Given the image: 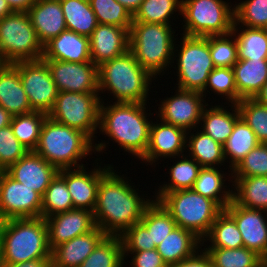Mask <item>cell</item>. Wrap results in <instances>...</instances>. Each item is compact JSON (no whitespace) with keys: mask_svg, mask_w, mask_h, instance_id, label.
Wrapping results in <instances>:
<instances>
[{"mask_svg":"<svg viewBox=\"0 0 267 267\" xmlns=\"http://www.w3.org/2000/svg\"><path fill=\"white\" fill-rule=\"evenodd\" d=\"M100 103L99 93L59 92L48 116L60 124L85 133L94 142L95 154L97 152L100 155L110 146L109 141L96 143L97 139H94L97 138L95 134L99 133Z\"/></svg>","mask_w":267,"mask_h":267,"instance_id":"obj_8","label":"cell"},{"mask_svg":"<svg viewBox=\"0 0 267 267\" xmlns=\"http://www.w3.org/2000/svg\"><path fill=\"white\" fill-rule=\"evenodd\" d=\"M206 103L200 92L176 88L174 95L162 99L155 111L156 120L184 129L186 132L199 128Z\"/></svg>","mask_w":267,"mask_h":267,"instance_id":"obj_13","label":"cell"},{"mask_svg":"<svg viewBox=\"0 0 267 267\" xmlns=\"http://www.w3.org/2000/svg\"><path fill=\"white\" fill-rule=\"evenodd\" d=\"M208 240V241H207ZM208 244L209 246L205 244ZM204 248L237 249L244 247L242 236L235 221L223 210L212 224L210 232L202 241Z\"/></svg>","mask_w":267,"mask_h":267,"instance_id":"obj_37","label":"cell"},{"mask_svg":"<svg viewBox=\"0 0 267 267\" xmlns=\"http://www.w3.org/2000/svg\"><path fill=\"white\" fill-rule=\"evenodd\" d=\"M237 89V103L255 98L267 81V59L238 60L232 67Z\"/></svg>","mask_w":267,"mask_h":267,"instance_id":"obj_28","label":"cell"},{"mask_svg":"<svg viewBox=\"0 0 267 267\" xmlns=\"http://www.w3.org/2000/svg\"><path fill=\"white\" fill-rule=\"evenodd\" d=\"M13 12H27L37 0H6Z\"/></svg>","mask_w":267,"mask_h":267,"instance_id":"obj_54","label":"cell"},{"mask_svg":"<svg viewBox=\"0 0 267 267\" xmlns=\"http://www.w3.org/2000/svg\"><path fill=\"white\" fill-rule=\"evenodd\" d=\"M129 50V31L122 27L98 24L90 36V58L99 67Z\"/></svg>","mask_w":267,"mask_h":267,"instance_id":"obj_21","label":"cell"},{"mask_svg":"<svg viewBox=\"0 0 267 267\" xmlns=\"http://www.w3.org/2000/svg\"><path fill=\"white\" fill-rule=\"evenodd\" d=\"M267 177V144L260 143L232 170V177Z\"/></svg>","mask_w":267,"mask_h":267,"instance_id":"obj_48","label":"cell"},{"mask_svg":"<svg viewBox=\"0 0 267 267\" xmlns=\"http://www.w3.org/2000/svg\"><path fill=\"white\" fill-rule=\"evenodd\" d=\"M231 33L237 42L238 60L267 59V34L265 28L233 25Z\"/></svg>","mask_w":267,"mask_h":267,"instance_id":"obj_33","label":"cell"},{"mask_svg":"<svg viewBox=\"0 0 267 267\" xmlns=\"http://www.w3.org/2000/svg\"><path fill=\"white\" fill-rule=\"evenodd\" d=\"M174 14L182 18V0H144L133 15V23L176 25Z\"/></svg>","mask_w":267,"mask_h":267,"instance_id":"obj_36","label":"cell"},{"mask_svg":"<svg viewBox=\"0 0 267 267\" xmlns=\"http://www.w3.org/2000/svg\"><path fill=\"white\" fill-rule=\"evenodd\" d=\"M182 33L186 36H217L231 33L234 5L224 0H182ZM184 24V25H183Z\"/></svg>","mask_w":267,"mask_h":267,"instance_id":"obj_10","label":"cell"},{"mask_svg":"<svg viewBox=\"0 0 267 267\" xmlns=\"http://www.w3.org/2000/svg\"><path fill=\"white\" fill-rule=\"evenodd\" d=\"M186 152L202 167H221L225 166L226 163L223 155V145L199 130V128L187 132Z\"/></svg>","mask_w":267,"mask_h":267,"instance_id":"obj_30","label":"cell"},{"mask_svg":"<svg viewBox=\"0 0 267 267\" xmlns=\"http://www.w3.org/2000/svg\"><path fill=\"white\" fill-rule=\"evenodd\" d=\"M211 104L213 103L204 107L199 128L223 145L231 135L236 120L240 117L239 108L234 103H228L229 106H225L226 103L223 101L221 105L218 103L212 106Z\"/></svg>","mask_w":267,"mask_h":267,"instance_id":"obj_27","label":"cell"},{"mask_svg":"<svg viewBox=\"0 0 267 267\" xmlns=\"http://www.w3.org/2000/svg\"><path fill=\"white\" fill-rule=\"evenodd\" d=\"M224 211L235 221L241 233L244 247L267 258V211L249 209L234 200Z\"/></svg>","mask_w":267,"mask_h":267,"instance_id":"obj_18","label":"cell"},{"mask_svg":"<svg viewBox=\"0 0 267 267\" xmlns=\"http://www.w3.org/2000/svg\"><path fill=\"white\" fill-rule=\"evenodd\" d=\"M219 168L202 167L192 189L198 194L213 200L224 210L233 200V189H230V187L233 188V185L230 186V183H228L229 181L233 184V180L232 172L226 173L224 169L220 168V170Z\"/></svg>","mask_w":267,"mask_h":267,"instance_id":"obj_25","label":"cell"},{"mask_svg":"<svg viewBox=\"0 0 267 267\" xmlns=\"http://www.w3.org/2000/svg\"><path fill=\"white\" fill-rule=\"evenodd\" d=\"M120 236L106 235L79 267H125Z\"/></svg>","mask_w":267,"mask_h":267,"instance_id":"obj_38","label":"cell"},{"mask_svg":"<svg viewBox=\"0 0 267 267\" xmlns=\"http://www.w3.org/2000/svg\"><path fill=\"white\" fill-rule=\"evenodd\" d=\"M259 267H267V263L264 261Z\"/></svg>","mask_w":267,"mask_h":267,"instance_id":"obj_60","label":"cell"},{"mask_svg":"<svg viewBox=\"0 0 267 267\" xmlns=\"http://www.w3.org/2000/svg\"><path fill=\"white\" fill-rule=\"evenodd\" d=\"M98 24H108L130 30L133 15L116 0H89Z\"/></svg>","mask_w":267,"mask_h":267,"instance_id":"obj_43","label":"cell"},{"mask_svg":"<svg viewBox=\"0 0 267 267\" xmlns=\"http://www.w3.org/2000/svg\"><path fill=\"white\" fill-rule=\"evenodd\" d=\"M172 26L160 23H132L129 30V51L156 79L166 74V70L169 73L173 64L174 46L179 39L174 35L176 30Z\"/></svg>","mask_w":267,"mask_h":267,"instance_id":"obj_5","label":"cell"},{"mask_svg":"<svg viewBox=\"0 0 267 267\" xmlns=\"http://www.w3.org/2000/svg\"><path fill=\"white\" fill-rule=\"evenodd\" d=\"M208 92L210 93L209 95L214 93L217 97H223L222 100L225 101L226 99V104H237V89L233 69L225 67L214 68L211 71L206 87L202 92L205 99L206 96H208L206 95Z\"/></svg>","mask_w":267,"mask_h":267,"instance_id":"obj_44","label":"cell"},{"mask_svg":"<svg viewBox=\"0 0 267 267\" xmlns=\"http://www.w3.org/2000/svg\"><path fill=\"white\" fill-rule=\"evenodd\" d=\"M59 92L99 93L98 67L92 62L74 63L43 59Z\"/></svg>","mask_w":267,"mask_h":267,"instance_id":"obj_16","label":"cell"},{"mask_svg":"<svg viewBox=\"0 0 267 267\" xmlns=\"http://www.w3.org/2000/svg\"><path fill=\"white\" fill-rule=\"evenodd\" d=\"M122 4L132 15L139 9L144 0H116Z\"/></svg>","mask_w":267,"mask_h":267,"instance_id":"obj_55","label":"cell"},{"mask_svg":"<svg viewBox=\"0 0 267 267\" xmlns=\"http://www.w3.org/2000/svg\"><path fill=\"white\" fill-rule=\"evenodd\" d=\"M105 96L103 95L100 99V134L106 135L109 137L107 139L117 143L118 150L121 147L123 152L131 154L132 157L135 156L134 158H139V161L149 144L152 123L150 118L154 112L151 113V110L147 109V103L113 102L111 100L109 104L108 101L104 103L103 98ZM148 111L150 112L147 113Z\"/></svg>","mask_w":267,"mask_h":267,"instance_id":"obj_2","label":"cell"},{"mask_svg":"<svg viewBox=\"0 0 267 267\" xmlns=\"http://www.w3.org/2000/svg\"><path fill=\"white\" fill-rule=\"evenodd\" d=\"M180 35V45L175 42L174 46L173 63L176 61V65L171 66L175 68L176 78L178 77L174 89L202 93L211 71L215 68L209 42L206 37Z\"/></svg>","mask_w":267,"mask_h":267,"instance_id":"obj_9","label":"cell"},{"mask_svg":"<svg viewBox=\"0 0 267 267\" xmlns=\"http://www.w3.org/2000/svg\"><path fill=\"white\" fill-rule=\"evenodd\" d=\"M9 218L6 217L5 215H3L1 212H0V247H1V244H2V241H3V237H4V234H5V230H6V227H7V224L9 222Z\"/></svg>","mask_w":267,"mask_h":267,"instance_id":"obj_57","label":"cell"},{"mask_svg":"<svg viewBox=\"0 0 267 267\" xmlns=\"http://www.w3.org/2000/svg\"><path fill=\"white\" fill-rule=\"evenodd\" d=\"M123 252H140L155 249V244H151L150 233L141 223H135L127 229L121 236Z\"/></svg>","mask_w":267,"mask_h":267,"instance_id":"obj_50","label":"cell"},{"mask_svg":"<svg viewBox=\"0 0 267 267\" xmlns=\"http://www.w3.org/2000/svg\"><path fill=\"white\" fill-rule=\"evenodd\" d=\"M151 123L149 144L145 154L140 158L144 164L156 167L161 159H172L186 153L187 132L179 127L163 121ZM170 158V159H169ZM172 158V159H171ZM155 163V164H154Z\"/></svg>","mask_w":267,"mask_h":267,"instance_id":"obj_17","label":"cell"},{"mask_svg":"<svg viewBox=\"0 0 267 267\" xmlns=\"http://www.w3.org/2000/svg\"><path fill=\"white\" fill-rule=\"evenodd\" d=\"M34 152L58 170L86 166L82 163L83 159L95 154L94 142L85 133L60 124L49 116L42 124Z\"/></svg>","mask_w":267,"mask_h":267,"instance_id":"obj_4","label":"cell"},{"mask_svg":"<svg viewBox=\"0 0 267 267\" xmlns=\"http://www.w3.org/2000/svg\"><path fill=\"white\" fill-rule=\"evenodd\" d=\"M12 64L19 71L31 108L48 114L56 102L59 91L47 63L40 59L18 61Z\"/></svg>","mask_w":267,"mask_h":267,"instance_id":"obj_12","label":"cell"},{"mask_svg":"<svg viewBox=\"0 0 267 267\" xmlns=\"http://www.w3.org/2000/svg\"><path fill=\"white\" fill-rule=\"evenodd\" d=\"M28 150L19 142L11 125L0 129V170L6 171L21 159Z\"/></svg>","mask_w":267,"mask_h":267,"instance_id":"obj_49","label":"cell"},{"mask_svg":"<svg viewBox=\"0 0 267 267\" xmlns=\"http://www.w3.org/2000/svg\"><path fill=\"white\" fill-rule=\"evenodd\" d=\"M167 267H212V262L206 251L200 248L193 256Z\"/></svg>","mask_w":267,"mask_h":267,"instance_id":"obj_52","label":"cell"},{"mask_svg":"<svg viewBox=\"0 0 267 267\" xmlns=\"http://www.w3.org/2000/svg\"><path fill=\"white\" fill-rule=\"evenodd\" d=\"M106 234L96 227L93 231L74 237L51 251L53 267H79Z\"/></svg>","mask_w":267,"mask_h":267,"instance_id":"obj_24","label":"cell"},{"mask_svg":"<svg viewBox=\"0 0 267 267\" xmlns=\"http://www.w3.org/2000/svg\"><path fill=\"white\" fill-rule=\"evenodd\" d=\"M51 258L34 259L19 264H2L1 267H51Z\"/></svg>","mask_w":267,"mask_h":267,"instance_id":"obj_53","label":"cell"},{"mask_svg":"<svg viewBox=\"0 0 267 267\" xmlns=\"http://www.w3.org/2000/svg\"><path fill=\"white\" fill-rule=\"evenodd\" d=\"M233 25L267 28V0H244L236 3Z\"/></svg>","mask_w":267,"mask_h":267,"instance_id":"obj_46","label":"cell"},{"mask_svg":"<svg viewBox=\"0 0 267 267\" xmlns=\"http://www.w3.org/2000/svg\"><path fill=\"white\" fill-rule=\"evenodd\" d=\"M237 106L240 117L254 131L258 141L267 144V106L254 98L241 99Z\"/></svg>","mask_w":267,"mask_h":267,"instance_id":"obj_45","label":"cell"},{"mask_svg":"<svg viewBox=\"0 0 267 267\" xmlns=\"http://www.w3.org/2000/svg\"><path fill=\"white\" fill-rule=\"evenodd\" d=\"M158 200L174 219L176 226L193 232L202 241L216 217L223 211L213 200L193 189L155 192Z\"/></svg>","mask_w":267,"mask_h":267,"instance_id":"obj_7","label":"cell"},{"mask_svg":"<svg viewBox=\"0 0 267 267\" xmlns=\"http://www.w3.org/2000/svg\"><path fill=\"white\" fill-rule=\"evenodd\" d=\"M58 169L34 151H28L21 159L12 164L6 172L16 181L44 195Z\"/></svg>","mask_w":267,"mask_h":267,"instance_id":"obj_20","label":"cell"},{"mask_svg":"<svg viewBox=\"0 0 267 267\" xmlns=\"http://www.w3.org/2000/svg\"><path fill=\"white\" fill-rule=\"evenodd\" d=\"M73 208V202L65 179L57 173L42 196L41 217L45 219Z\"/></svg>","mask_w":267,"mask_h":267,"instance_id":"obj_42","label":"cell"},{"mask_svg":"<svg viewBox=\"0 0 267 267\" xmlns=\"http://www.w3.org/2000/svg\"><path fill=\"white\" fill-rule=\"evenodd\" d=\"M254 99H256L259 103L267 106V81Z\"/></svg>","mask_w":267,"mask_h":267,"instance_id":"obj_58","label":"cell"},{"mask_svg":"<svg viewBox=\"0 0 267 267\" xmlns=\"http://www.w3.org/2000/svg\"><path fill=\"white\" fill-rule=\"evenodd\" d=\"M202 246V240L190 230L176 226L156 250L168 265L193 256Z\"/></svg>","mask_w":267,"mask_h":267,"instance_id":"obj_29","label":"cell"},{"mask_svg":"<svg viewBox=\"0 0 267 267\" xmlns=\"http://www.w3.org/2000/svg\"><path fill=\"white\" fill-rule=\"evenodd\" d=\"M13 115L0 106V129L5 128L11 124Z\"/></svg>","mask_w":267,"mask_h":267,"instance_id":"obj_56","label":"cell"},{"mask_svg":"<svg viewBox=\"0 0 267 267\" xmlns=\"http://www.w3.org/2000/svg\"><path fill=\"white\" fill-rule=\"evenodd\" d=\"M3 65V62L1 61V59H0V67Z\"/></svg>","mask_w":267,"mask_h":267,"instance_id":"obj_62","label":"cell"},{"mask_svg":"<svg viewBox=\"0 0 267 267\" xmlns=\"http://www.w3.org/2000/svg\"><path fill=\"white\" fill-rule=\"evenodd\" d=\"M27 13L43 46L67 29L60 0H37Z\"/></svg>","mask_w":267,"mask_h":267,"instance_id":"obj_22","label":"cell"},{"mask_svg":"<svg viewBox=\"0 0 267 267\" xmlns=\"http://www.w3.org/2000/svg\"><path fill=\"white\" fill-rule=\"evenodd\" d=\"M203 249L209 255L212 267H259L265 261L255 251L246 247Z\"/></svg>","mask_w":267,"mask_h":267,"instance_id":"obj_41","label":"cell"},{"mask_svg":"<svg viewBox=\"0 0 267 267\" xmlns=\"http://www.w3.org/2000/svg\"><path fill=\"white\" fill-rule=\"evenodd\" d=\"M42 59L83 63L91 61L90 37L66 29L43 46Z\"/></svg>","mask_w":267,"mask_h":267,"instance_id":"obj_23","label":"cell"},{"mask_svg":"<svg viewBox=\"0 0 267 267\" xmlns=\"http://www.w3.org/2000/svg\"><path fill=\"white\" fill-rule=\"evenodd\" d=\"M212 62L215 68H232L238 61L237 42L232 33L207 36Z\"/></svg>","mask_w":267,"mask_h":267,"instance_id":"obj_47","label":"cell"},{"mask_svg":"<svg viewBox=\"0 0 267 267\" xmlns=\"http://www.w3.org/2000/svg\"><path fill=\"white\" fill-rule=\"evenodd\" d=\"M13 11L6 0H0V19L11 14Z\"/></svg>","mask_w":267,"mask_h":267,"instance_id":"obj_59","label":"cell"},{"mask_svg":"<svg viewBox=\"0 0 267 267\" xmlns=\"http://www.w3.org/2000/svg\"><path fill=\"white\" fill-rule=\"evenodd\" d=\"M0 106L11 115L34 111L20 80L18 69L12 63L0 67Z\"/></svg>","mask_w":267,"mask_h":267,"instance_id":"obj_26","label":"cell"},{"mask_svg":"<svg viewBox=\"0 0 267 267\" xmlns=\"http://www.w3.org/2000/svg\"><path fill=\"white\" fill-rule=\"evenodd\" d=\"M2 263H1V250H0V267H1Z\"/></svg>","mask_w":267,"mask_h":267,"instance_id":"obj_61","label":"cell"},{"mask_svg":"<svg viewBox=\"0 0 267 267\" xmlns=\"http://www.w3.org/2000/svg\"><path fill=\"white\" fill-rule=\"evenodd\" d=\"M172 166H169L168 183L165 181L155 192H172L192 189L202 166L186 153L177 156ZM177 162V163H176Z\"/></svg>","mask_w":267,"mask_h":267,"instance_id":"obj_34","label":"cell"},{"mask_svg":"<svg viewBox=\"0 0 267 267\" xmlns=\"http://www.w3.org/2000/svg\"><path fill=\"white\" fill-rule=\"evenodd\" d=\"M127 256L129 258L132 256L129 262L131 267H167L156 248L140 252H123L124 264L126 265H128L126 262Z\"/></svg>","mask_w":267,"mask_h":267,"instance_id":"obj_51","label":"cell"},{"mask_svg":"<svg viewBox=\"0 0 267 267\" xmlns=\"http://www.w3.org/2000/svg\"><path fill=\"white\" fill-rule=\"evenodd\" d=\"M48 227V246L52 251L74 237L93 231L97 226L93 212L73 208L45 218Z\"/></svg>","mask_w":267,"mask_h":267,"instance_id":"obj_19","label":"cell"},{"mask_svg":"<svg viewBox=\"0 0 267 267\" xmlns=\"http://www.w3.org/2000/svg\"><path fill=\"white\" fill-rule=\"evenodd\" d=\"M233 200L240 206L267 211V177H232Z\"/></svg>","mask_w":267,"mask_h":267,"instance_id":"obj_32","label":"cell"},{"mask_svg":"<svg viewBox=\"0 0 267 267\" xmlns=\"http://www.w3.org/2000/svg\"><path fill=\"white\" fill-rule=\"evenodd\" d=\"M152 81L156 82V78L137 62L129 50L98 67L100 99L106 91L110 93L108 96L113 95L115 102L149 103Z\"/></svg>","mask_w":267,"mask_h":267,"instance_id":"obj_3","label":"cell"},{"mask_svg":"<svg viewBox=\"0 0 267 267\" xmlns=\"http://www.w3.org/2000/svg\"><path fill=\"white\" fill-rule=\"evenodd\" d=\"M68 30L90 37L98 22L89 0H60Z\"/></svg>","mask_w":267,"mask_h":267,"instance_id":"obj_35","label":"cell"},{"mask_svg":"<svg viewBox=\"0 0 267 267\" xmlns=\"http://www.w3.org/2000/svg\"><path fill=\"white\" fill-rule=\"evenodd\" d=\"M140 222L150 233L151 244L158 246L176 227V223L163 205L155 200L147 207Z\"/></svg>","mask_w":267,"mask_h":267,"instance_id":"obj_40","label":"cell"},{"mask_svg":"<svg viewBox=\"0 0 267 267\" xmlns=\"http://www.w3.org/2000/svg\"><path fill=\"white\" fill-rule=\"evenodd\" d=\"M39 42L27 12H12L0 19V59L3 63L40 60Z\"/></svg>","mask_w":267,"mask_h":267,"instance_id":"obj_11","label":"cell"},{"mask_svg":"<svg viewBox=\"0 0 267 267\" xmlns=\"http://www.w3.org/2000/svg\"><path fill=\"white\" fill-rule=\"evenodd\" d=\"M2 264H19L34 259L51 258L46 220L12 218L0 247Z\"/></svg>","mask_w":267,"mask_h":267,"instance_id":"obj_6","label":"cell"},{"mask_svg":"<svg viewBox=\"0 0 267 267\" xmlns=\"http://www.w3.org/2000/svg\"><path fill=\"white\" fill-rule=\"evenodd\" d=\"M259 144L260 142L254 131L247 125L242 117H239L236 120L231 135L223 144V155L225 161L229 163L227 167L228 172H232L238 163Z\"/></svg>","mask_w":267,"mask_h":267,"instance_id":"obj_31","label":"cell"},{"mask_svg":"<svg viewBox=\"0 0 267 267\" xmlns=\"http://www.w3.org/2000/svg\"><path fill=\"white\" fill-rule=\"evenodd\" d=\"M93 169L80 168L60 169L58 173L65 179L73 207L93 212L96 204L97 190L101 178L113 167V164H102L98 158L94 160ZM97 161H101L100 164ZM99 164V165H98ZM101 165H103L101 167ZM89 169V170H88ZM88 170V171H86Z\"/></svg>","mask_w":267,"mask_h":267,"instance_id":"obj_15","label":"cell"},{"mask_svg":"<svg viewBox=\"0 0 267 267\" xmlns=\"http://www.w3.org/2000/svg\"><path fill=\"white\" fill-rule=\"evenodd\" d=\"M129 181L133 182L116 172L114 166L100 180L93 214L96 226L106 235L121 236L140 222L145 210L154 201L153 196L140 195L139 188Z\"/></svg>","mask_w":267,"mask_h":267,"instance_id":"obj_1","label":"cell"},{"mask_svg":"<svg viewBox=\"0 0 267 267\" xmlns=\"http://www.w3.org/2000/svg\"><path fill=\"white\" fill-rule=\"evenodd\" d=\"M47 116V113L41 111L13 116L10 124L13 133L28 151L36 149L41 127Z\"/></svg>","mask_w":267,"mask_h":267,"instance_id":"obj_39","label":"cell"},{"mask_svg":"<svg viewBox=\"0 0 267 267\" xmlns=\"http://www.w3.org/2000/svg\"><path fill=\"white\" fill-rule=\"evenodd\" d=\"M42 196L12 178L6 171L0 173V212L12 218L41 217Z\"/></svg>","mask_w":267,"mask_h":267,"instance_id":"obj_14","label":"cell"}]
</instances>
